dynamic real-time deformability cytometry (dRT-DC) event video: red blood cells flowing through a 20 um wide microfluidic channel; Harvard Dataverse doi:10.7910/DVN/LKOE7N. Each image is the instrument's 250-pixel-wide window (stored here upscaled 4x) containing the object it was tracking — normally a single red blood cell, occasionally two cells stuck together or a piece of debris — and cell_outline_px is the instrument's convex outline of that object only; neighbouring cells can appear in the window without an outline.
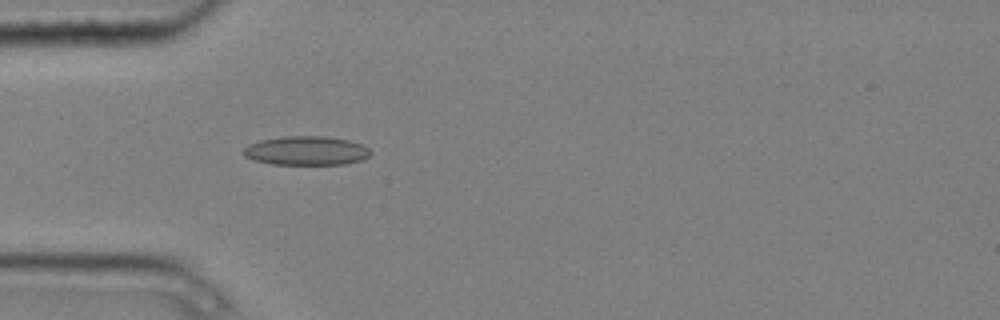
{"species": "common noctule bat (a hibernating species)", "species_latin": "Nyctalus noctula", "temperature_condition": "cold", "stored_images_in_passage": 4, "camera_frame_rate_fps": 3000, "um_per_image_px": 0.085, "animal": {"sex": "male", "body_mass_g": 20.4}, "frame": {"image": 1, "passage_image": 4, "time_ms": 1.0, "image_size_px": [1000, 320], "cell_outline_px": [[372, 152], [364, 160], [344, 164], [272, 164], [256, 160], [244, 156], [244, 148], [248, 144], [260, 140], [284, 136], [328, 136], [348, 140], [364, 144]], "centroid_in_image_um": [26.08, 12.8], "position_along_channel_um": 58.9, "area_um2": 21.56}}